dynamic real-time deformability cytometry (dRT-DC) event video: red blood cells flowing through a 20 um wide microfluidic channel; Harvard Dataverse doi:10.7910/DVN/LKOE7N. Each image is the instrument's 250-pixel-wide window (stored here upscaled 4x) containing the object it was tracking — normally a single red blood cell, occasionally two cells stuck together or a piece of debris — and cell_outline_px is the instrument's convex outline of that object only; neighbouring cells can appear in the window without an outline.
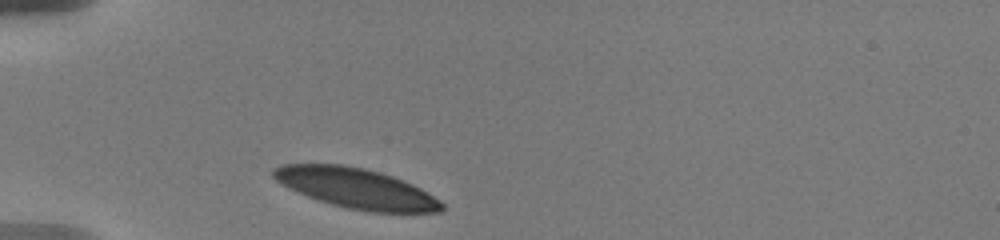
{"species": "human", "species_latin": "Homo sapiens", "temperature_condition": "warm", "stored_images_in_passage": 5, "camera_frame_rate_fps": 3000, "um_per_image_px": 0.085, "donor": {"sex": "male"}, "frame": {"image": 1, "passage_image": 1, "time_ms": 0.0, "image_size_px": [1000, 240], "cell_outline_px": [[444, 208], [440, 212], [368, 212], [348, 208], [332, 204], [308, 196], [288, 188], [276, 180], [272, 176], [272, 168], [280, 164], [344, 164], [364, 168], [380, 172], [404, 180], [420, 188], [440, 200], [444, 204]], "centroid_in_image_um": [30.27, 15.99], "position_along_channel_um": 54.7, "area_um2": 39.3}}
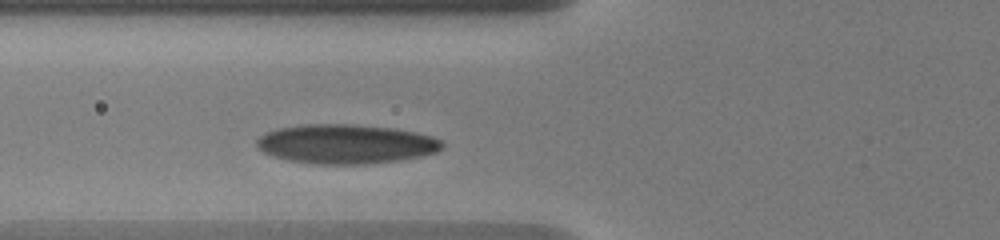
{"frame": {"image": 2, "passage_image": 5, "time_ms": 1.667, "image_size_px": [1000, 240], "cell_outline_px": [[444, 144], [436, 152], [420, 156], [400, 160], [360, 164], [320, 164], [288, 160], [272, 156], [256, 148], [256, 140], [264, 132], [276, 128], [304, 124], [352, 124], [392, 128], [416, 132], [432, 136], [440, 140]], "centroid_in_image_um": [29.35, 12.23], "position_along_channel_um": 96.5, "area_um2": 42.54}}